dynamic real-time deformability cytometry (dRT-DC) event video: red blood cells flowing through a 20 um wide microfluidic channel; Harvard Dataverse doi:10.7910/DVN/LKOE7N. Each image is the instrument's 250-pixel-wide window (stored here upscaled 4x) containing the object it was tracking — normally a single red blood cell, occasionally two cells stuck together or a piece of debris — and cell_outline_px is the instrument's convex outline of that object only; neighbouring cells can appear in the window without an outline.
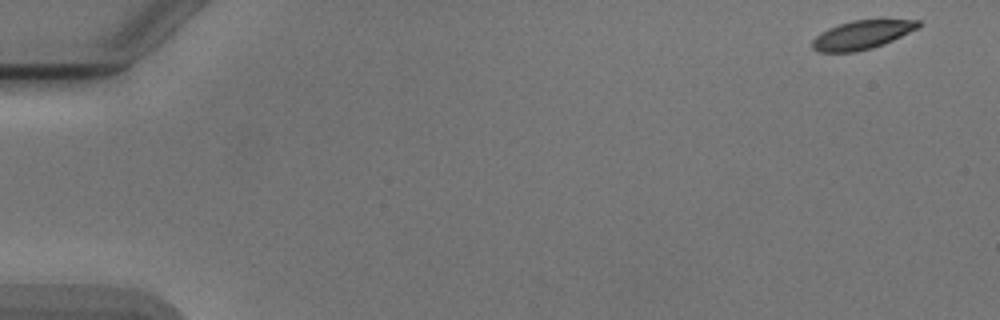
{"species": "Egyptian fruit bat (a non-hibernating species)", "species_latin": "Rousettus aegyptiacus", "temperature_condition": "cold", "stored_images_in_passage": 46, "camera_frame_rate_fps": 3000, "um_per_image_px": 0.085, "animal": {"sex": "male"}, "frame": {"image": 1, "passage_image": 1, "time_ms": 0.0, "image_size_px": [1000, 320], "cell_outline_px": [[924, 24], [920, 28], [884, 44], [872, 48], [856, 52], [816, 52], [812, 48], [812, 40], [820, 32], [828, 28], [852, 20], [920, 20]], "centroid_in_image_um": [73.29, 2.96], "position_along_channel_um": 11.7, "area_um2": 17.92}}
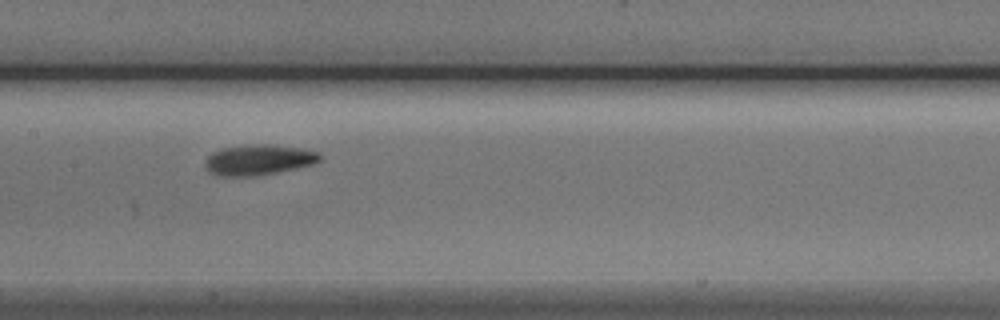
{"frame": {"image": 2, "passage_image": 26, "time_ms": 8.333, "image_size_px": [1000, 320], "cell_outline_px": [[320, 160], [312, 164], [296, 168], [256, 176], [216, 176], [208, 172], [204, 164], [208, 156], [212, 152], [224, 148], [248, 144], [276, 144], [300, 148], [320, 152]], "centroid_in_image_um": [21.95, 13.58], "position_along_channel_um": 185.4, "area_um2": 20.52}}
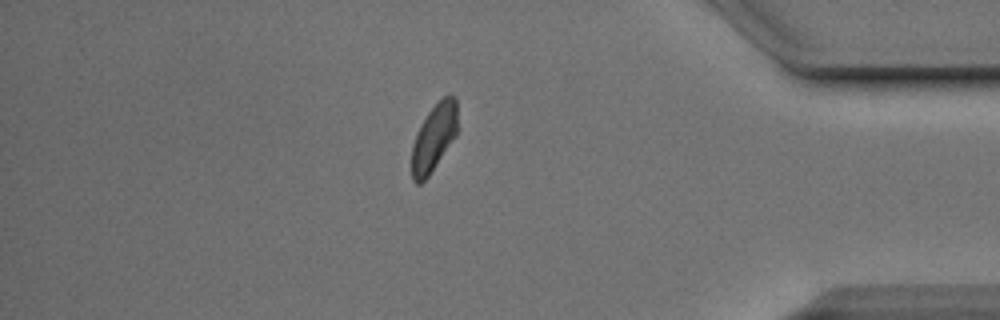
{"frame": {"image": 3, "passage_image": 45, "time_ms": 14.667, "image_size_px": [1000, 320], "cell_outline_px": [[456, 136], [428, 176], [420, 184], [416, 184], [412, 180], [412, 144], [420, 124], [428, 112], [448, 92], [456, 96]], "centroid_in_image_um": [36.87, 11.69], "position_along_channel_um": 398.3, "area_um2": 17.8}}